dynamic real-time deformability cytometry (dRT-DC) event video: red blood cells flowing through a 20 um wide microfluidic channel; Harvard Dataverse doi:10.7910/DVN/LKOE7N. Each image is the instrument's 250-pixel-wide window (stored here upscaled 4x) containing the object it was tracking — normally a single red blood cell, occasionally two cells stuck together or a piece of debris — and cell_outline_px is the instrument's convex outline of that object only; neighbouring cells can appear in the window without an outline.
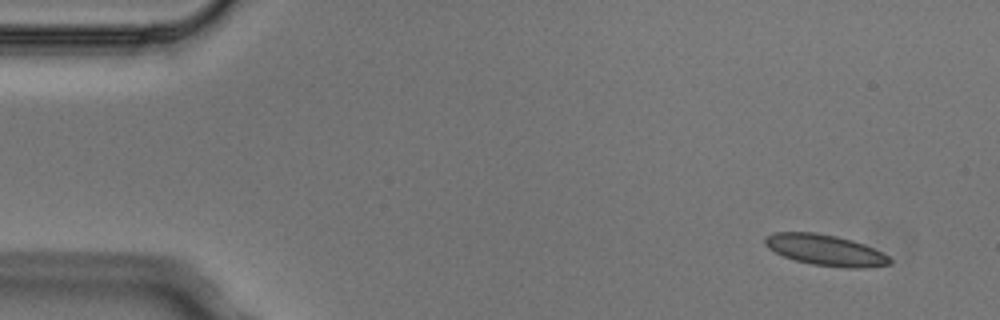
{"species": "Egyptian fruit bat (a non-hibernating species)", "species_latin": "Rousettus aegyptiacus", "temperature_condition": "cold", "stored_images_in_passage": 4, "camera_frame_rate_fps": 3000, "um_per_image_px": 0.085, "animal": {"sex": "male"}, "frame": {"image": 1, "passage_image": 1, "time_ms": 0.0, "image_size_px": [1000, 320], "cell_outline_px": [[892, 264], [868, 268], [848, 268], [812, 264], [796, 260], [784, 256], [768, 248], [764, 244], [764, 236], [776, 232], [816, 232], [836, 236], [852, 240], [864, 244], [888, 256], [892, 260]], "centroid_in_image_um": [70.16, 21.26], "position_along_channel_um": 14.8, "area_um2": 22.48}}
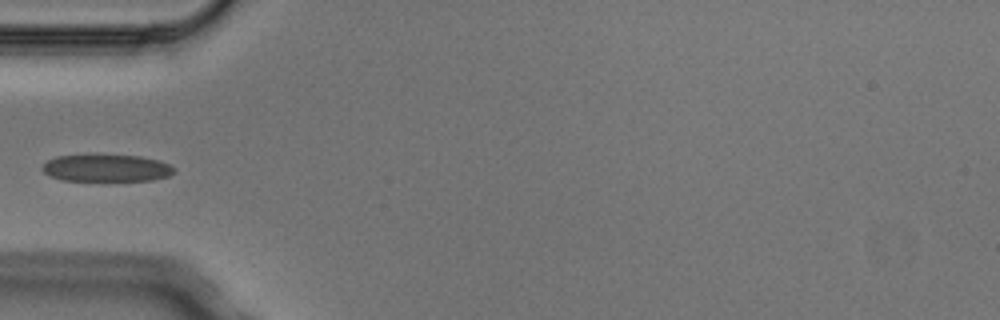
{"frame": {"image": 2, "passage_image": 3, "time_ms": 0.667, "image_size_px": [1000, 320], "cell_outline_px": [[176, 168], [168, 176], [152, 180], [64, 180], [52, 176], [44, 172], [40, 168], [48, 160], [56, 156], [96, 152], [140, 156], [160, 160]], "centroid_in_image_um": [9.02, 14.22], "position_along_channel_um": 76.0, "area_um2": 21.5}}
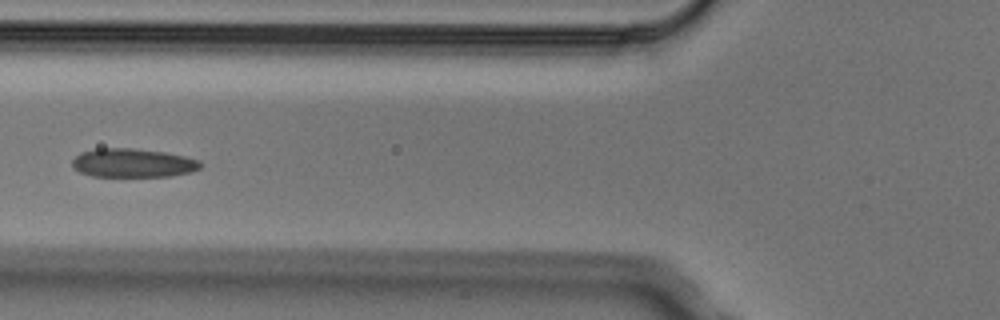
{"frame": {"image": 3, "passage_image": 4, "time_ms": 1.0, "image_size_px": [1000, 320], "cell_outline_px": [[200, 168], [192, 172], [172, 176], [92, 176], [80, 172], [72, 168], [72, 160], [80, 152], [96, 148], [132, 148], [164, 152], [184, 156], [200, 160]], "centroid_in_image_um": [11.27, 13.85], "position_along_channel_um": 114.5, "area_um2": 21.56}}